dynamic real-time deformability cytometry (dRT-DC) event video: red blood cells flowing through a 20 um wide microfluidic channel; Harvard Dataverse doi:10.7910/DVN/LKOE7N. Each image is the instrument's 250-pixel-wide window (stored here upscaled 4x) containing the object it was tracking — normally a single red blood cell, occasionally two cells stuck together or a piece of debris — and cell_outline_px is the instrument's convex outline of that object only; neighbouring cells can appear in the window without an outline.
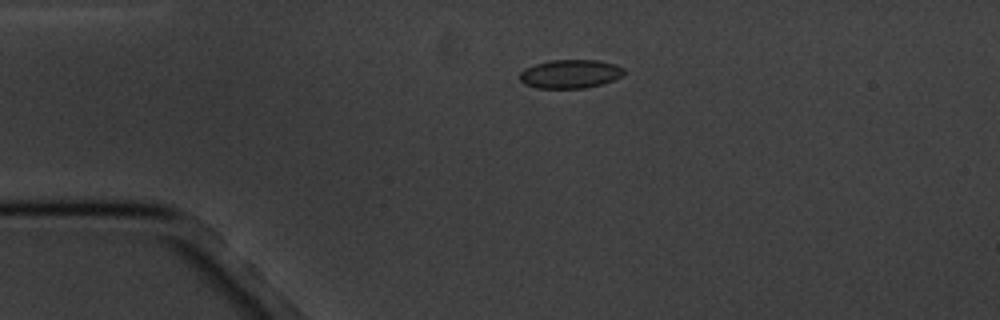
{"species": "common noctule bat (a hibernating species)", "species_latin": "Nyctalus noctula", "temperature_condition": "cold", "stored_images_in_passage": 5, "camera_frame_rate_fps": 3000, "um_per_image_px": 0.085, "animal": {"sex": "male", "body_mass_g": 20.1, "forearm_length_mm": 53.5}, "frame": {"image": 1, "passage_image": 4, "time_ms": 3.333, "image_size_px": [1000, 320], "cell_outline_px": [[624, 72], [620, 76], [612, 80], [600, 84], [584, 88], [536, 88], [524, 84], [520, 80], [520, 72], [524, 68], [536, 64], [552, 60], [596, 60], [616, 64], [624, 68]], "centroid_in_image_um": [48.44, 6.28], "position_along_channel_um": 36.6, "area_um2": 17.28}}